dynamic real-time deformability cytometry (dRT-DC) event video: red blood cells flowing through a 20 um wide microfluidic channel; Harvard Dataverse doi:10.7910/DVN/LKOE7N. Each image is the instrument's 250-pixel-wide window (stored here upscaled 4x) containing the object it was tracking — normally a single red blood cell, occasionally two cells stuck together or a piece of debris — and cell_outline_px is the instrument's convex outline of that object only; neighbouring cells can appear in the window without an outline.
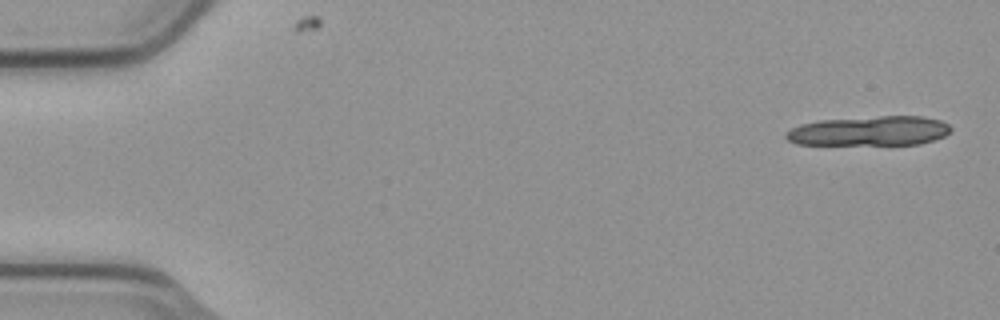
{"species": "common noctule bat (a hibernating species)", "species_latin": "Nyctalus noctula", "temperature_condition": "cold", "stored_images_in_passage": 7, "camera_frame_rate_fps": 3000, "um_per_image_px": 0.085, "animal": {"sex": "male", "body_mass_g": 23.1, "forearm_length_mm": 52.7}, "frame": {"image": 1, "passage_image": 1, "time_ms": 0.0, "image_size_px": [1000, 320], "cell_outline_px": [[952, 128], [944, 136], [920, 144], [796, 144], [788, 140], [784, 136], [784, 132], [800, 124], [820, 120], [880, 116], [924, 116], [940, 120], [948, 124]], "centroid_in_image_um": [73.89, 11.12], "position_along_channel_um": 11.1, "area_um2": 28.32}}